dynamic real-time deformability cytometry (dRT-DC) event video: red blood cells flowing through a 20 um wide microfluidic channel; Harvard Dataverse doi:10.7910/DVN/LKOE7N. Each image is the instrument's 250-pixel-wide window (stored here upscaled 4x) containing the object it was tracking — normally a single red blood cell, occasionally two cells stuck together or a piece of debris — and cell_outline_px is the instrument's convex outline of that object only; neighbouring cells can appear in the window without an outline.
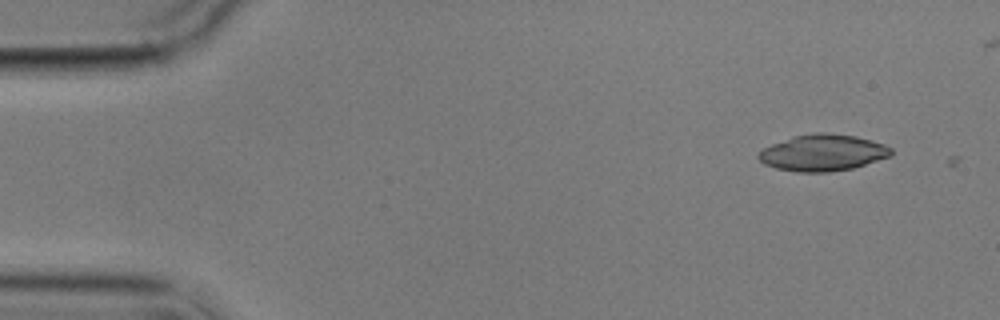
{"species": "common noctule bat (a hibernating species)", "species_latin": "Nyctalus noctula", "temperature_condition": "cold", "stored_images_in_passage": 2, "camera_frame_rate_fps": 3000, "um_per_image_px": 0.085, "animal": {"sex": "male", "body_mass_g": 17.9}, "frame": {"image": 1, "passage_image": 1, "time_ms": 0.0, "image_size_px": [1000, 320], "cell_outline_px": [[892, 156], [852, 168], [828, 172], [796, 172], [776, 168], [764, 164], [756, 156], [764, 148], [772, 144], [792, 136], [816, 132], [824, 132], [856, 136], [872, 140], [884, 144], [892, 148]], "centroid_in_image_um": [69.95, 12.98], "position_along_channel_um": 15.1, "area_um2": 28.26}}